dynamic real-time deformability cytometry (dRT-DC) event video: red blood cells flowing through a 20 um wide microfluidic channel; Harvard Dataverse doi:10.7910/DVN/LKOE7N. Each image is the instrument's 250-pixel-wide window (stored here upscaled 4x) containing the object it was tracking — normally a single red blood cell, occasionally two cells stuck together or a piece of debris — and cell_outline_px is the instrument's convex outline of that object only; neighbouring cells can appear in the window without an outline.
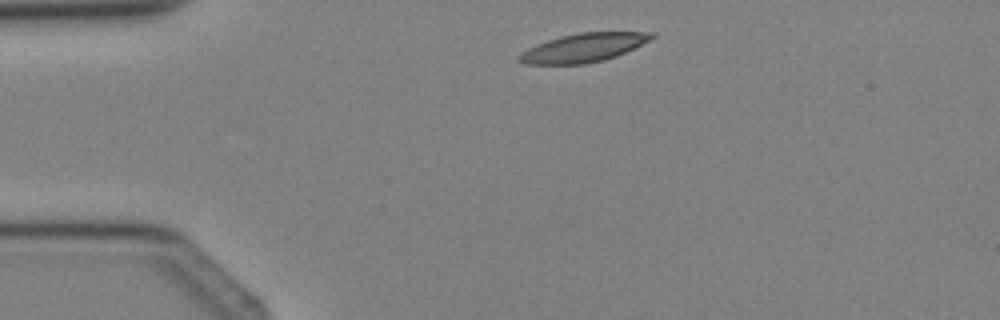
{"species": "Egyptian fruit bat (a non-hibernating species)", "species_latin": "Rousettus aegyptiacus", "temperature_condition": "cold", "stored_images_in_passage": 3, "camera_frame_rate_fps": 3000, "um_per_image_px": 0.085, "animal": {"sex": "female"}, "frame": {"image": 1, "passage_image": 1, "time_ms": 0.0, "image_size_px": [1000, 320], "cell_outline_px": [[656, 36], [652, 40], [616, 56], [604, 60], [584, 64], [524, 64], [516, 60], [516, 56], [520, 52], [536, 44], [560, 36], [580, 32], [656, 32]], "centroid_in_image_um": [49.59, 4.05], "position_along_channel_um": 35.4, "area_um2": 22.37}}
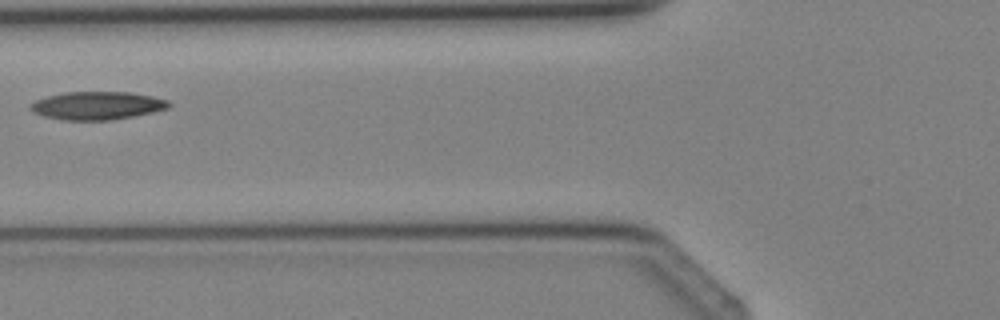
{"frame": {"image": 2, "passage_image": 3, "time_ms": 2.333, "image_size_px": [1000, 320], "cell_outline_px": [[172, 104], [168, 108], [136, 116], [112, 120], [64, 120], [44, 116], [32, 112], [28, 108], [28, 104], [36, 100], [48, 96], [64, 92], [132, 92], [152, 96], [168, 100]], "centroid_in_image_um": [8.25, 8.97], "position_along_channel_um": 117.5, "area_um2": 22.83}}